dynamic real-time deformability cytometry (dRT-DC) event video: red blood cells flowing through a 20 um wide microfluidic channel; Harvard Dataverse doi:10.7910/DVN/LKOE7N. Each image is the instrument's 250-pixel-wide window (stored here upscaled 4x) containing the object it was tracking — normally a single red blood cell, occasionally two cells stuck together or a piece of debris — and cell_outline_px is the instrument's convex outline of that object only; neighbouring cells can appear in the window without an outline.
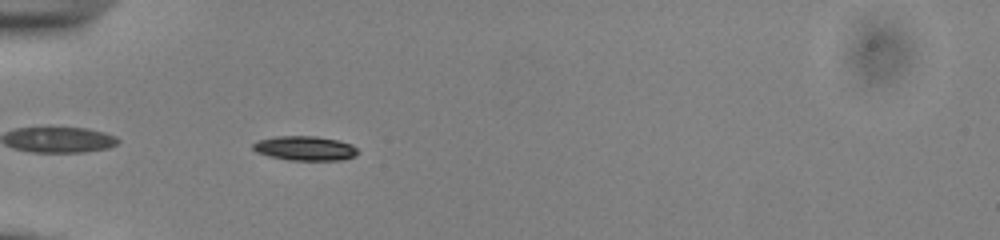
{"species": "common noctule bat (a hibernating species)", "species_latin": "Nyctalus noctula", "temperature_condition": "cold", "stored_images_in_passage": 39, "camera_frame_rate_fps": 3000, "um_per_image_px": 0.085, "animal": {"sex": "male", "body_mass_g": 13.0, "forearm_length_mm": 53.1}, "frame": {"image": 1, "passage_image": 3, "time_ms": 0.667, "image_size_px": [1000, 240], "cell_outline_px": [[360, 152], [356, 156], [344, 160], [288, 160], [268, 156], [256, 152], [252, 148], [252, 144], [256, 140], [276, 136], [316, 136], [336, 140], [352, 144]], "centroid_in_image_um": [25.92, 12.61], "position_along_channel_um": 59.1, "area_um2": 15.14}}
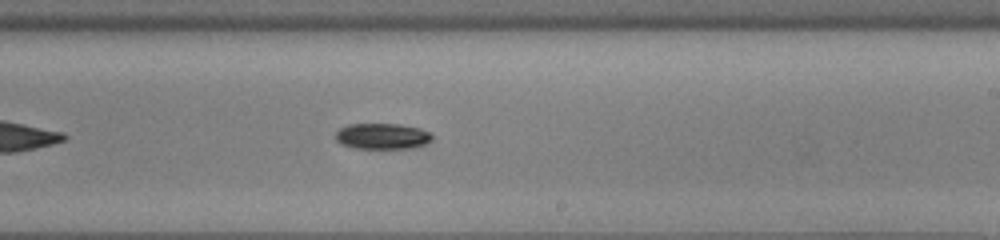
{"frame": {"image": 2, "passage_image": 19, "time_ms": 6.0, "image_size_px": [1000, 240], "cell_outline_px": [[432, 140], [428, 144], [416, 148], [352, 148], [340, 144], [336, 140], [336, 132], [340, 128], [348, 124], [400, 124], [420, 128], [428, 132], [432, 136]], "centroid_in_image_um": [32.51, 11.58], "position_along_channel_um": 256.5, "area_um2": 14.74}}
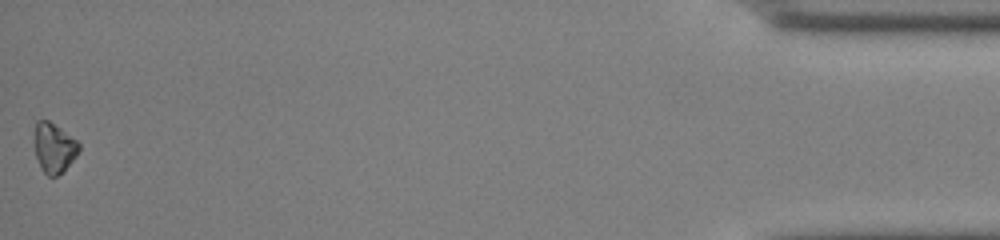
{"frame": {"image": 3, "passage_image": 39, "time_ms": 12.667, "image_size_px": [1000, 240], "cell_outline_px": [[80, 152], [56, 176], [48, 176], [40, 168], [36, 156], [36, 120], [48, 120], [60, 128], [76, 140], [80, 144]], "centroid_in_image_um": [4.61, 12.56], "position_along_channel_um": 430.6, "area_um2": 12.48}, "authors_computed_cell_mechanics": {"area_um2": 14.3922, "velocity_mm_per_s": 3.8957, "shape_relaxation_time_tau1_ms": 1.7515, "shape_relaxation_time_tau2_ms": null, "deformation_change_tau1": 0.0579, "deformation_change_tau2": null}}